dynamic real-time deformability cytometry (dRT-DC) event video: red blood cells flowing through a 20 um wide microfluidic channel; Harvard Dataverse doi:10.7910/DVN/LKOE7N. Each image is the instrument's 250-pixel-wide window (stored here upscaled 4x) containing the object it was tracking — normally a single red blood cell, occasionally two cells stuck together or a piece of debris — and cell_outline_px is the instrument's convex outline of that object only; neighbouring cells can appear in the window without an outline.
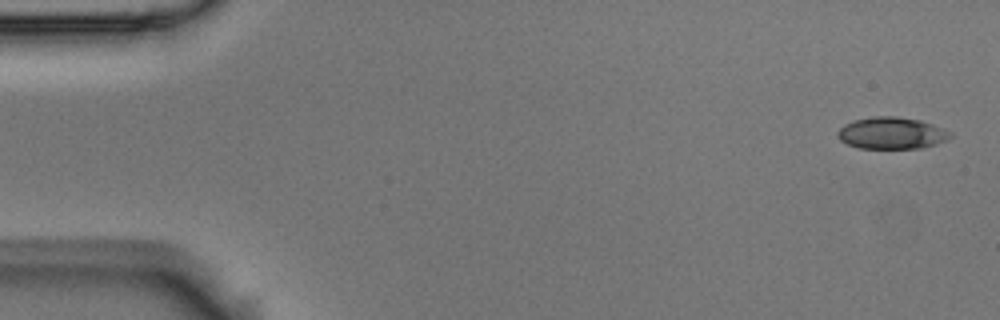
{"species": "Egyptian fruit bat (a non-hibernating species)", "species_latin": "Rousettus aegyptiacus", "temperature_condition": "room temperature", "stored_images_in_passage": 5, "camera_frame_rate_fps": 3000, "um_per_image_px": 0.085, "animal": {"sex": "male"}, "frame": {"image": 1, "passage_image": 1, "time_ms": 0.0, "image_size_px": [1000, 320], "cell_outline_px": [[952, 136], [948, 140], [936, 144], [920, 148], [860, 148], [848, 144], [840, 140], [836, 136], [836, 132], [844, 124], [856, 120], [872, 116], [896, 116], [920, 120], [932, 124], [952, 132]], "centroid_in_image_um": [75.79, 11.31], "position_along_channel_um": 9.2, "area_um2": 20.92}}
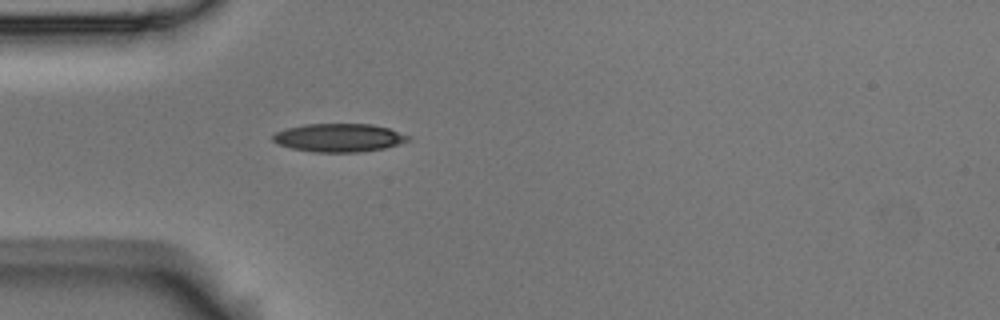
{"frame": {"image": 2, "passage_image": 5, "time_ms": 1.333, "image_size_px": [1000, 320], "cell_outline_px": [[412, 140], [400, 144], [384, 148], [360, 152], [312, 152], [292, 148], [276, 144], [272, 140], [272, 136], [276, 132], [288, 128], [304, 124], [372, 124], [388, 128], [412, 136]], "centroid_in_image_um": [28.84, 11.71], "position_along_channel_um": 56.2, "area_um2": 22.48}}